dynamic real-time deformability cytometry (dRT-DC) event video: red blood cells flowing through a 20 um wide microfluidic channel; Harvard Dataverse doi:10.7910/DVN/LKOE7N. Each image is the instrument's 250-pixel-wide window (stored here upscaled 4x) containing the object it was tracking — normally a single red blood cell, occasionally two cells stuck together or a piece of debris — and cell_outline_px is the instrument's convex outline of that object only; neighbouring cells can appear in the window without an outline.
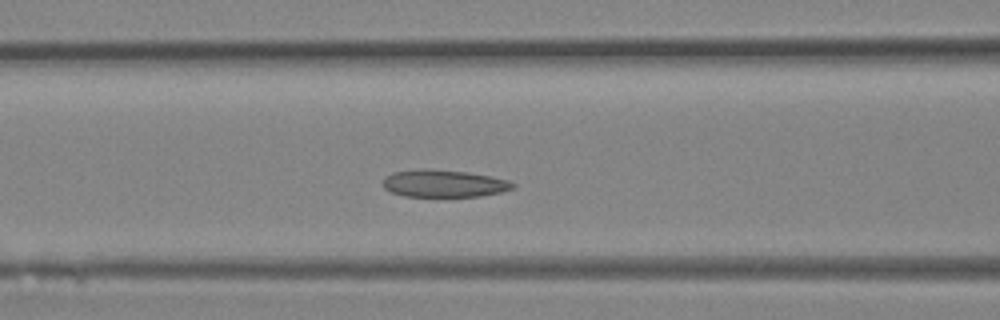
{"species": "Egyptian fruit bat (a non-hibernating species)", "species_latin": "Rousettus aegyptiacus", "temperature_condition": "room temperature", "stored_images_in_passage": 33, "camera_frame_rate_fps": 3000, "um_per_image_px": 0.085, "animal": {"sex": "female"}, "frame": {"image": 1, "passage_image": 12, "time_ms": 3.667, "image_size_px": [1000, 320], "cell_outline_px": [[516, 184], [512, 188], [500, 192], [480, 196], [404, 196], [392, 192], [384, 188], [380, 184], [384, 176], [392, 172], [420, 168], [428, 168], [468, 172], [492, 176], [508, 180]], "centroid_in_image_um": [37.67, 15.57], "position_along_channel_um": 128.9, "area_um2": 20.92}}
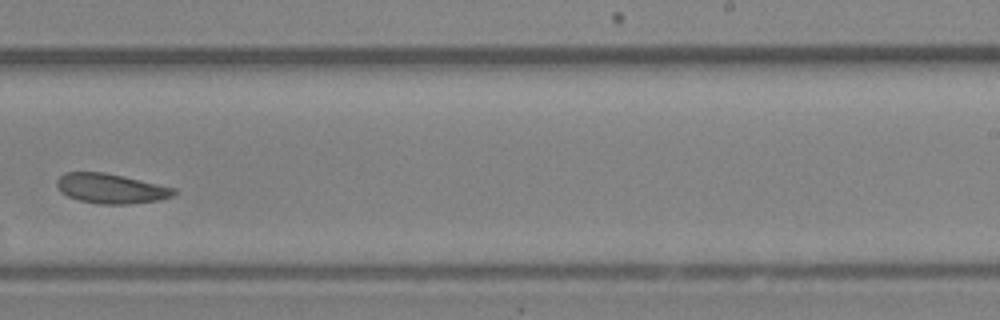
{"frame": {"image": 2, "passage_image": 20, "time_ms": 6.333, "image_size_px": [1000, 320], "cell_outline_px": [[176, 192], [172, 196], [160, 200], [128, 204], [100, 204], [80, 200], [68, 196], [60, 192], [56, 188], [56, 180], [64, 172], [104, 172], [124, 176], [176, 188]], "centroid_in_image_um": [9.41, 16.02], "position_along_channel_um": 279.6, "area_um2": 20.4}}
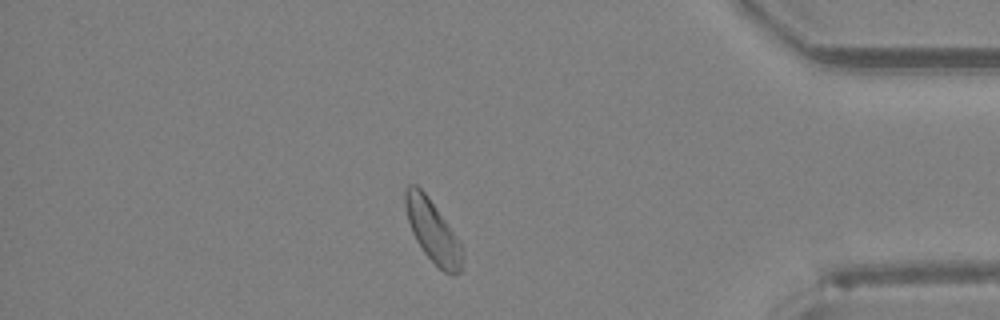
{"frame": {"image": 3, "passage_image": 28, "time_ms": 9.0, "image_size_px": [1000, 320], "cell_outline_px": [[464, 256], [460, 272], [452, 276], [444, 272], [424, 252], [416, 240], [412, 232], [408, 220], [404, 204], [404, 188], [408, 184], [416, 184], [428, 196], [456, 236], [460, 244]], "centroid_in_image_um": [36.76, 19.63], "position_along_channel_um": 398.4, "area_um2": 20.52}}